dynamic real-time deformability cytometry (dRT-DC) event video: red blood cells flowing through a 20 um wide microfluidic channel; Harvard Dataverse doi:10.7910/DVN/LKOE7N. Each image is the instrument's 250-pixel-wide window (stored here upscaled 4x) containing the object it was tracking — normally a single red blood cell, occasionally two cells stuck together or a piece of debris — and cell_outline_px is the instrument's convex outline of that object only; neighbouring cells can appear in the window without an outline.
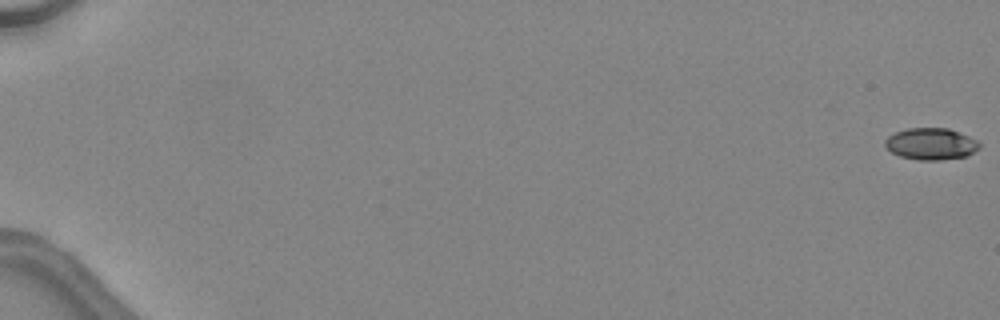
{"species": "common noctule bat (a hibernating species)", "species_latin": "Nyctalus noctula", "temperature_condition": "warm", "stored_images_in_passage": 49, "camera_frame_rate_fps": 3000, "um_per_image_px": 0.085, "animal": {"sex": "female", "body_mass_g": 24.6, "forearm_length_mm": 56.2}, "frame": {"image": 1, "passage_image": 1, "time_ms": 0.0, "image_size_px": [1000, 320], "cell_outline_px": [[980, 148], [968, 156], [940, 160], [920, 160], [900, 156], [892, 152], [884, 144], [884, 140], [888, 136], [896, 132], [908, 128], [948, 128], [968, 136], [976, 140], [980, 144]], "centroid_in_image_um": [79.14, 12.23], "position_along_channel_um": 5.9, "area_um2": 17.4}}
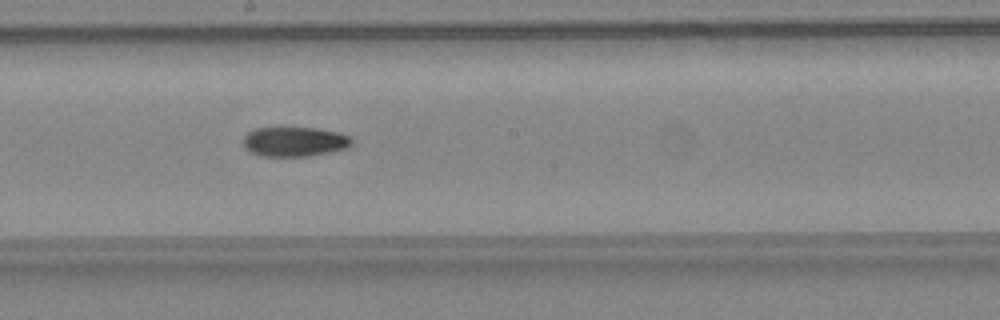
{"frame": {"image": 2, "passage_image": 30, "time_ms": 9.667, "image_size_px": [1000, 320], "cell_outline_px": [[352, 144], [344, 148], [328, 152], [308, 156], [260, 156], [244, 148], [244, 136], [248, 132], [256, 128], [316, 128], [340, 132], [348, 136], [352, 140]], "centroid_in_image_um": [25.02, 12.04], "position_along_channel_um": 223.2, "area_um2": 18.55}}
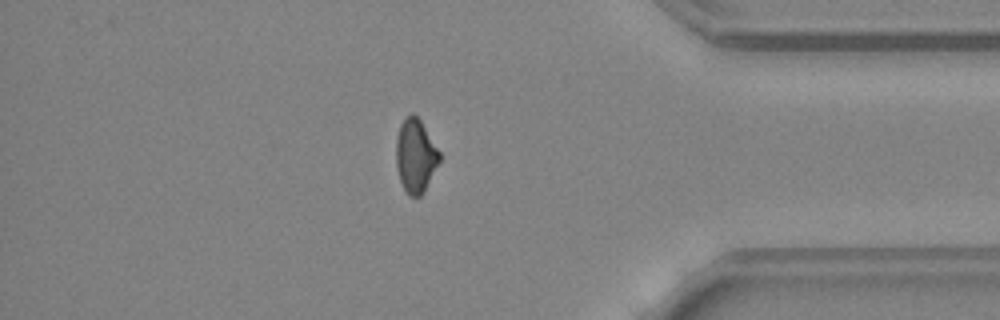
{"frame": {"image": 3, "passage_image": 43, "time_ms": 14.0, "image_size_px": [1000, 320], "cell_outline_px": [[440, 160], [424, 192], [420, 196], [408, 196], [400, 180], [396, 168], [396, 140], [400, 124], [404, 116], [412, 112], [420, 120], [440, 152]], "centroid_in_image_um": [35.3, 13.23], "position_along_channel_um": 399.9, "area_um2": 18.61}}